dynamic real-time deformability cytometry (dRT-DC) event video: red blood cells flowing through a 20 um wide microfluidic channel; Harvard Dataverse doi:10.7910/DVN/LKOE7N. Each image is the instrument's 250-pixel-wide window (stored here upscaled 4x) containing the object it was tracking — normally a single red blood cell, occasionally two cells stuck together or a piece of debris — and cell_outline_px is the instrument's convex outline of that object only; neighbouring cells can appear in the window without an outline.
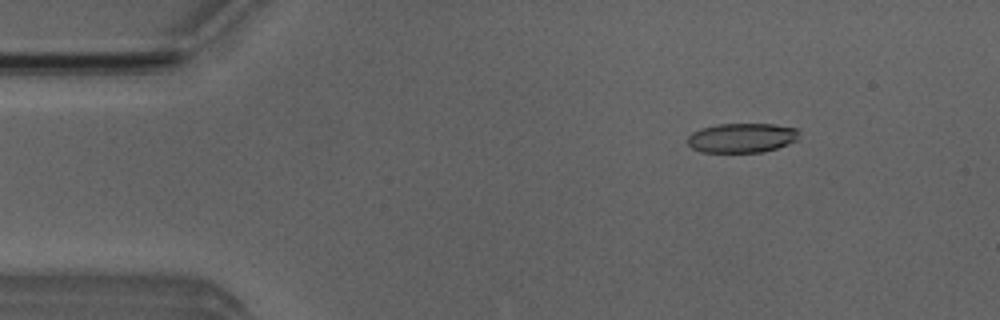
{"species": "Egyptian fruit bat (a non-hibernating species)", "species_latin": "Rousettus aegyptiacus", "temperature_condition": "room temperature", "stored_images_in_passage": 50, "camera_frame_rate_fps": 3000, "um_per_image_px": 0.085, "animal": {"sex": "male"}, "frame": {"image": 1, "passage_image": 7, "time_ms": 2.0, "image_size_px": [1000, 320], "cell_outline_px": [[800, 132], [796, 140], [788, 144], [776, 148], [760, 152], [700, 152], [692, 148], [688, 144], [688, 136], [692, 132], [700, 128], [716, 124], [776, 124], [800, 128]], "centroid_in_image_um": [63.07, 11.7], "position_along_channel_um": 21.9, "area_um2": 19.36}}
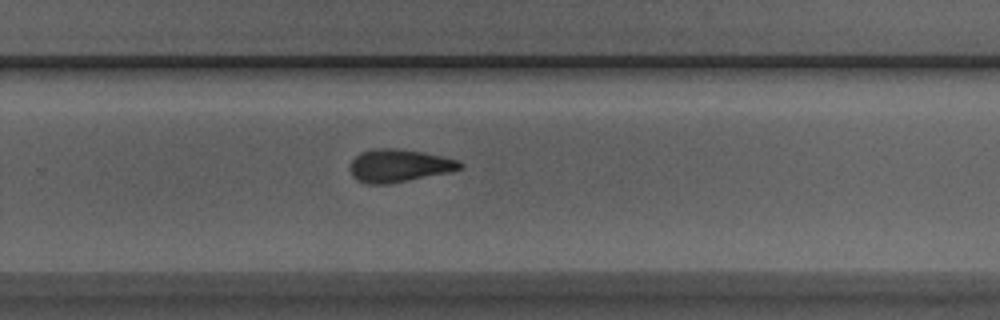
{"frame": {"image": 2, "passage_image": 33, "time_ms": 10.667, "image_size_px": [1000, 320], "cell_outline_px": [[464, 168], [448, 172], [388, 184], [368, 184], [356, 180], [352, 176], [352, 160], [360, 152], [372, 148], [400, 148], [460, 160], [464, 164]], "centroid_in_image_um": [33.93, 14.07], "position_along_channel_um": 295.9, "area_um2": 20.92}}
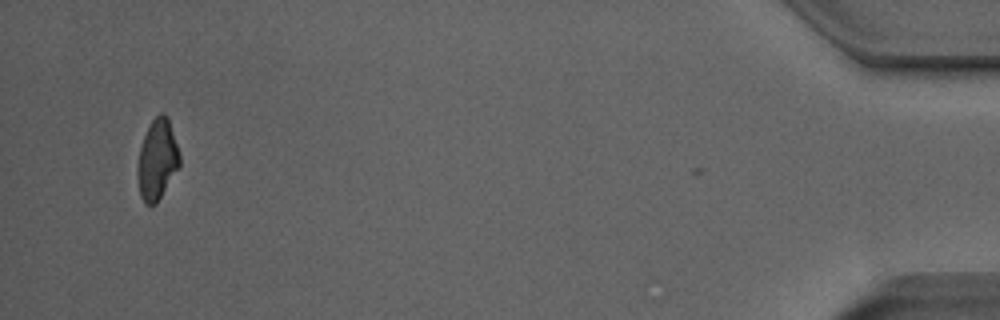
{"frame": {"image": 3, "passage_image": 49, "time_ms": 16.0, "image_size_px": [1000, 320], "cell_outline_px": [[180, 164], [156, 204], [144, 204], [140, 196], [136, 168], [140, 148], [144, 136], [152, 120], [160, 112], [164, 112], [168, 116], [180, 156]], "centroid_in_image_um": [13.35, 13.56], "position_along_channel_um": 421.9, "area_um2": 19.54}, "authors_computed_cell_mechanics": {"area_um2": 20.7502, "velocity_mm_per_s": 4.0037, "shape_relaxation_time_tau1_ms": 8.7296, "shape_relaxation_time_tau2_ms": 4.4461, "deformation_change_tau1": 0.1954, "deformation_change_tau2": 0.1357}}